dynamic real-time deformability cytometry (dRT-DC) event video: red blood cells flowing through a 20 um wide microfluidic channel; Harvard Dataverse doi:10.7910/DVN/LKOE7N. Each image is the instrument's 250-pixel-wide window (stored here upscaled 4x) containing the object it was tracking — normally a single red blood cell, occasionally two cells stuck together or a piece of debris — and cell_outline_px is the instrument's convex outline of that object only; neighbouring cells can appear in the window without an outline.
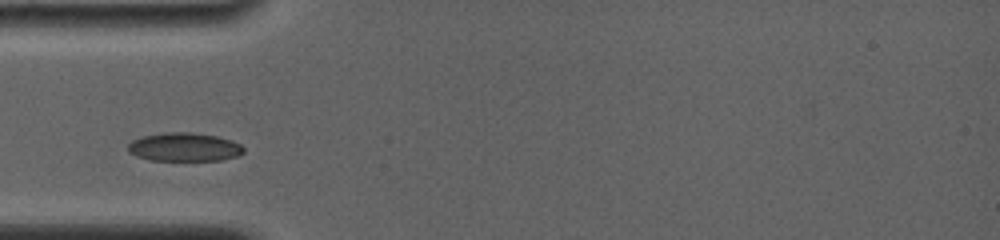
{"species": "common noctule bat (a hibernating species)", "species_latin": "Nyctalus noctula", "temperature_condition": "room temperature", "stored_images_in_passage": 25, "camera_frame_rate_fps": 4000, "um_per_image_px": 0.085, "animal": {"sex": "female", "body_mass_g": 19.0, "forearm_length_mm": 56.7}, "frame": {"image": 1, "passage_image": 1, "time_ms": 0.0, "image_size_px": [1000, 240], "cell_outline_px": [[244, 152], [236, 156], [220, 160], [148, 160], [136, 156], [128, 152], [128, 144], [132, 140], [144, 136], [164, 132], [192, 132], [216, 136], [232, 140], [240, 144], [244, 148]], "centroid_in_image_um": [15.65, 12.49], "position_along_channel_um": 69.4, "area_um2": 19.25}}
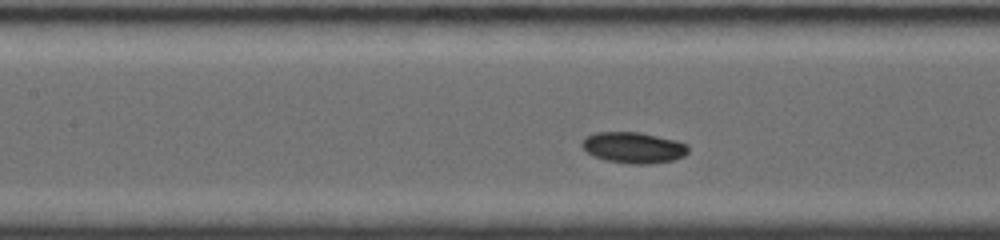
{"frame": {"image": 2, "passage_image": 17, "time_ms": 2.25, "image_size_px": [1000, 240], "cell_outline_px": [[688, 152], [684, 156], [672, 160], [652, 164], [628, 164], [608, 160], [592, 156], [580, 144], [588, 136], [596, 132], [640, 132], [676, 140], [688, 144]], "centroid_in_image_um": [53.88, 12.55], "position_along_channel_um": 153.5, "area_um2": 19.19}}
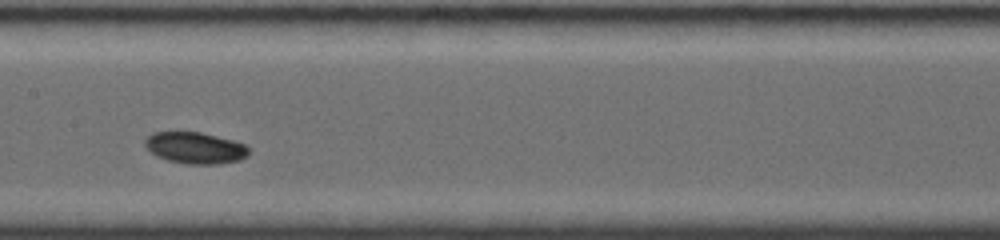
{"frame": {"image": 3, "passage_image": 24, "time_ms": 3.25, "image_size_px": [1000, 240], "cell_outline_px": [[248, 156], [240, 160], [220, 164], [188, 164], [168, 160], [156, 156], [144, 144], [144, 140], [152, 132], [200, 132], [232, 140], [244, 144], [248, 148]], "centroid_in_image_um": [16.59, 12.57], "position_along_channel_um": 190.8, "area_um2": 18.96}}